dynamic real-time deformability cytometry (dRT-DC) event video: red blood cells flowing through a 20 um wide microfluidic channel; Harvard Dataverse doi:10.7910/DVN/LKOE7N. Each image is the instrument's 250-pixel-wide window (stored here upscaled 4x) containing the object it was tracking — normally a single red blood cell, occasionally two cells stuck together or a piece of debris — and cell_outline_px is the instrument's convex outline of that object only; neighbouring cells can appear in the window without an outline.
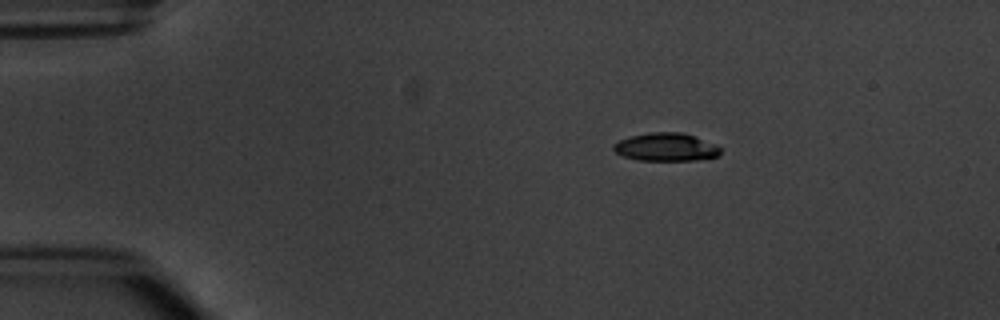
{"species": "common noctule bat (a hibernating species)", "species_latin": "Nyctalus noctula", "temperature_condition": "warm", "stored_images_in_passage": 3, "camera_frame_rate_fps": 3000, "um_per_image_px": 0.085, "animal": {"sex": "male", "body_mass_g": 20.1, "forearm_length_mm": 53.5}, "frame": {"image": 1, "passage_image": 1, "time_ms": 0.0, "image_size_px": [1000, 320], "cell_outline_px": [[720, 156], [696, 160], [640, 160], [624, 156], [616, 152], [612, 148], [612, 144], [620, 140], [632, 136], [652, 132], [680, 132], [716, 144], [720, 148]], "centroid_in_image_um": [56.62, 12.5], "position_along_channel_um": 28.4, "area_um2": 17.28}}